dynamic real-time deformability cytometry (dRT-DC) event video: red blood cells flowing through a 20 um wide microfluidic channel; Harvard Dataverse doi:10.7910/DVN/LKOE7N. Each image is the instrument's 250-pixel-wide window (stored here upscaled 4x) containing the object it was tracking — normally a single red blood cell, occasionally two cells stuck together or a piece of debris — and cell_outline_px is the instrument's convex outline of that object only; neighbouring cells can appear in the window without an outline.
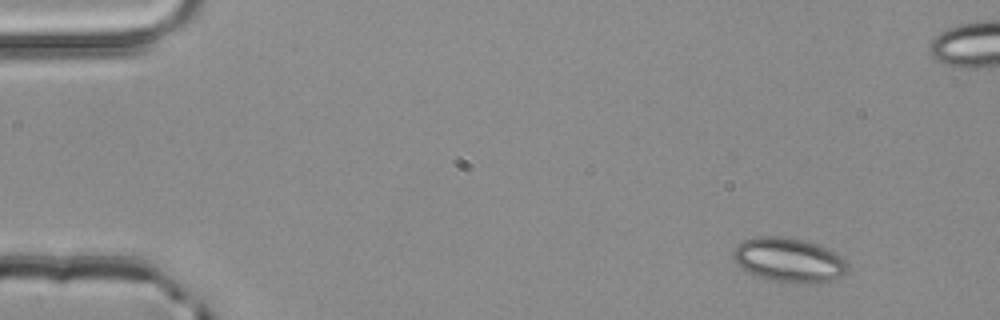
{"species": "common noctule bat (a hibernating species)", "species_latin": "Nyctalus noctula", "temperature_condition": "room temperature", "stored_images_in_passage": 4, "segment_of_instrument_passage": [1, 2], "camera_frame_rate_fps": 3000, "um_per_image_px": 0.085, "animal": {"sex": "male", "body_mass_g": 20.4}, "frame": {"image": 1, "passage_image": 1, "time_ms": 0.0, "image_size_px": [1000, 320], "cell_outline_px": [[848, 272], [836, 280], [812, 284], [792, 284], [772, 280], [748, 272], [740, 268], [736, 264], [732, 256], [732, 252], [736, 244], [744, 240], [756, 236], [780, 236], [804, 240], [816, 244], [836, 252], [848, 264]], "centroid_in_image_um": [67.06, 22.12], "position_along_channel_um": 17.9, "area_um2": 30.11}}